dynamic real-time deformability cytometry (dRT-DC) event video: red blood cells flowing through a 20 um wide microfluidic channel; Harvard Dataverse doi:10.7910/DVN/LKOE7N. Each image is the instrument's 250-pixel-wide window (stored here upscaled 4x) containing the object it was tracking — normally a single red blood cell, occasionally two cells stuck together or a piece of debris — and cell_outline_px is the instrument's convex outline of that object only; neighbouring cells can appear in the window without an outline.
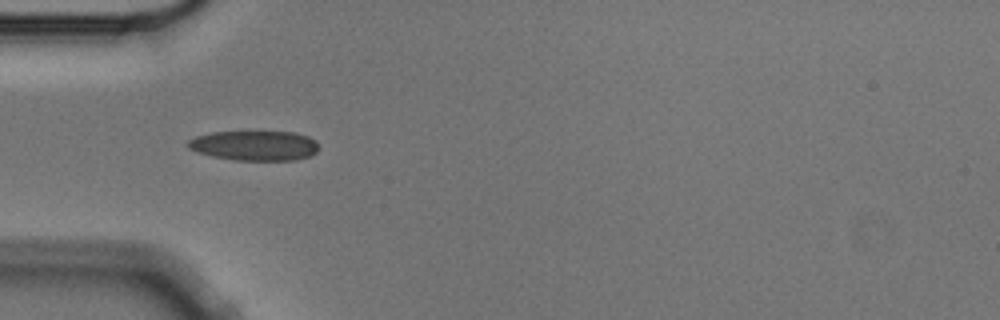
{"species": "Egyptian fruit bat (a non-hibernating species)", "species_latin": "Rousettus aegyptiacus", "temperature_condition": "cold", "stored_images_in_passage": 10, "camera_frame_rate_fps": 3000, "um_per_image_px": 0.085, "animal": {"sex": "male"}, "frame": {"image": 1, "passage_image": 5, "time_ms": 1.333, "image_size_px": [1000, 320], "cell_outline_px": [[316, 152], [308, 156], [296, 160], [236, 160], [212, 156], [196, 152], [188, 148], [184, 144], [188, 140], [196, 136], [212, 132], [292, 132], [308, 136], [316, 140]], "centroid_in_image_um": [21.58, 12.37], "position_along_channel_um": 63.4, "area_um2": 22.72}}
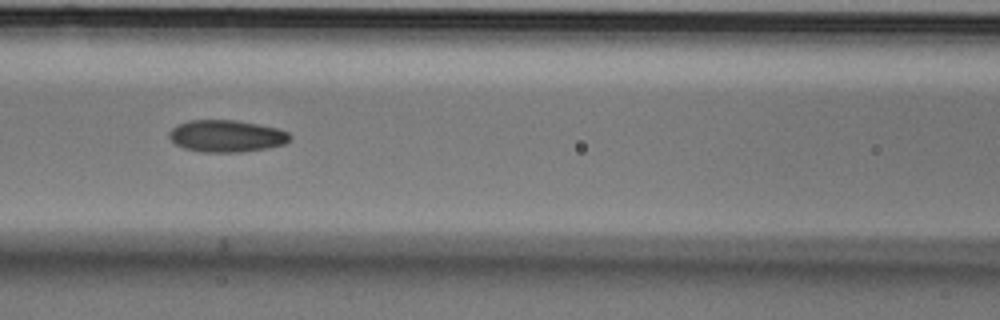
{"frame": {"image": 2, "passage_image": 7, "time_ms": 2.0, "image_size_px": [1000, 320], "cell_outline_px": [[292, 136], [284, 144], [268, 148], [240, 152], [200, 152], [184, 148], [176, 144], [168, 136], [168, 132], [176, 124], [188, 120], [236, 120], [260, 124], [280, 128], [288, 132]], "centroid_in_image_um": [19.25, 11.55], "position_along_channel_um": 147.4, "area_um2": 22.77}}
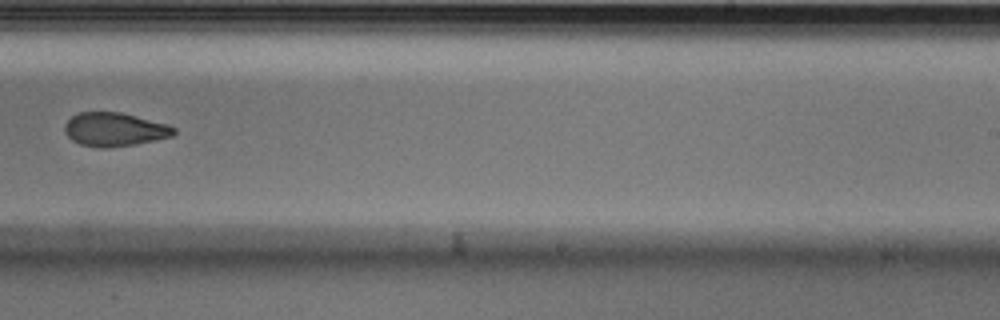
{"frame": {"image": 3, "passage_image": 10, "time_ms": 3.0, "image_size_px": [1000, 320], "cell_outline_px": [[176, 132], [172, 136], [132, 144], [108, 148], [100, 148], [80, 144], [72, 140], [64, 132], [64, 124], [72, 116], [80, 112], [120, 112], [168, 124], [176, 128]], "centroid_in_image_um": [9.71, 11.0], "position_along_channel_um": 279.3, "area_um2": 21.27}}